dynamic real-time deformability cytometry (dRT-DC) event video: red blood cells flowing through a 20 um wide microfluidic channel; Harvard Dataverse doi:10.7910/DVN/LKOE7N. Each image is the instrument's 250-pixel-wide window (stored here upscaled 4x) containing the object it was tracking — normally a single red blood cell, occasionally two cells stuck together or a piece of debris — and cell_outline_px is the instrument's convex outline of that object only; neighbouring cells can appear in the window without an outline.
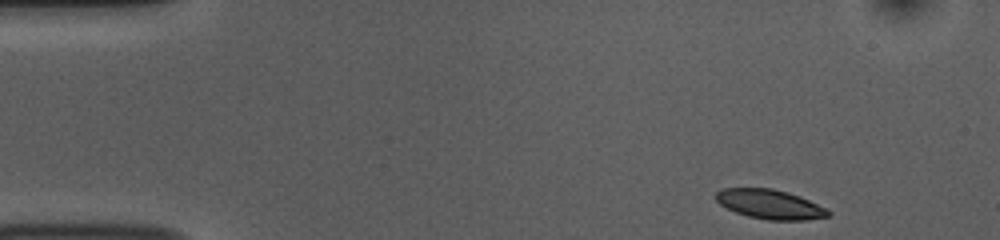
{"species": "common noctule bat (a hibernating species)", "species_latin": "Nyctalus noctula", "temperature_condition": "room temperature", "stored_images_in_passage": 49, "camera_frame_rate_fps": 3000, "um_per_image_px": 0.085, "animal": {"sex": "female", "body_mass_g": 10.0, "forearm_length_mm": 53.1}, "frame": {"image": 1, "passage_image": 1, "time_ms": 0.0, "image_size_px": [1000, 240], "cell_outline_px": [[832, 216], [808, 220], [768, 220], [748, 216], [736, 212], [720, 204], [716, 200], [716, 192], [720, 188], [772, 188], [788, 192], [800, 196], [828, 208], [832, 212]], "centroid_in_image_um": [65.51, 17.36], "position_along_channel_um": 19.5, "area_um2": 19.48}}
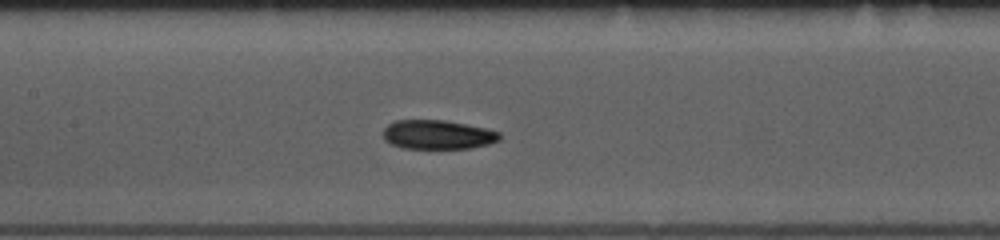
{"frame": {"image": 2, "passage_image": 20, "time_ms": 6.333, "image_size_px": [1000, 240], "cell_outline_px": [[500, 140], [488, 144], [468, 148], [404, 148], [392, 144], [384, 140], [384, 128], [388, 124], [396, 120], [444, 120], [488, 128], [500, 132]], "centroid_in_image_um": [37.22, 11.43], "position_along_channel_um": 170.2, "area_um2": 19.71}}
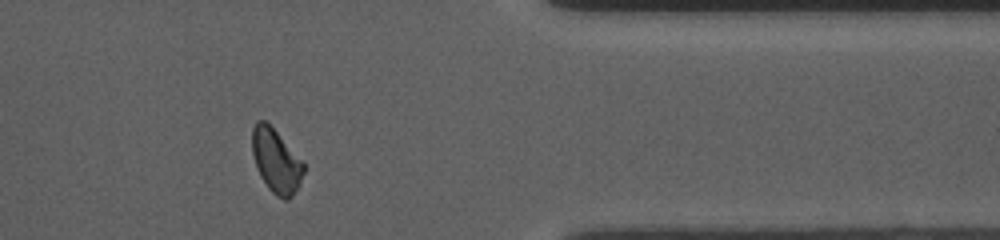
{"frame": {"image": 3, "passage_image": 39, "time_ms": 12.667, "image_size_px": [1000, 240], "cell_outline_px": [[304, 172], [300, 184], [292, 196], [288, 200], [284, 200], [276, 196], [268, 188], [260, 176], [256, 168], [252, 152], [252, 128], [256, 120], [264, 120], [276, 132], [304, 164]], "centroid_in_image_um": [23.44, 13.71], "position_along_channel_um": 388.0, "area_um2": 18.9}, "authors_computed_cell_mechanics": {"area_um2": 19.4786, "velocity_mm_per_s": 3.7241, "shape_relaxation_time_tau1_ms": 4.6951, "shape_relaxation_time_tau2_ms": 7.2055, "deformation_change_tau1": 0.1075, "deformation_change_tau2": 0.1068}}